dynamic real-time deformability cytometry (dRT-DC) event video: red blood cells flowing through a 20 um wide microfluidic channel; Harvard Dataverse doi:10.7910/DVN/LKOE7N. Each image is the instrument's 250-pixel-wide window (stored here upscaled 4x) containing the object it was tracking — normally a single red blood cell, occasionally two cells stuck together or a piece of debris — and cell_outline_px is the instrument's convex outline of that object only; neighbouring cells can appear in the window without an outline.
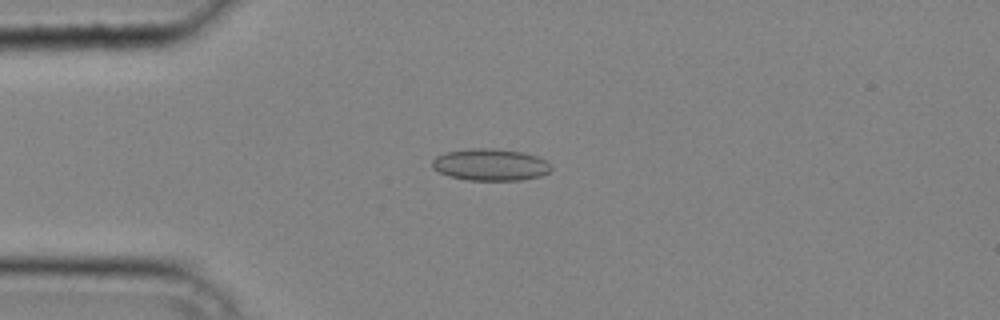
{"species": "common noctule bat (a hibernating species)", "species_latin": "Nyctalus noctula", "temperature_condition": "cold", "stored_images_in_passage": 41, "camera_frame_rate_fps": 3000, "um_per_image_px": 0.085, "animal": {"sex": "male", "body_mass_g": 20.4}, "frame": {"image": 1, "passage_image": 11, "time_ms": 3.333, "image_size_px": [1000, 320], "cell_outline_px": [[552, 168], [548, 172], [540, 176], [520, 180], [468, 180], [448, 176], [432, 168], [432, 160], [436, 156], [444, 152], [472, 148], [492, 148], [524, 152], [536, 156], [552, 164]], "centroid_in_image_um": [41.67, 13.99], "position_along_channel_um": 43.3, "area_um2": 22.2}}
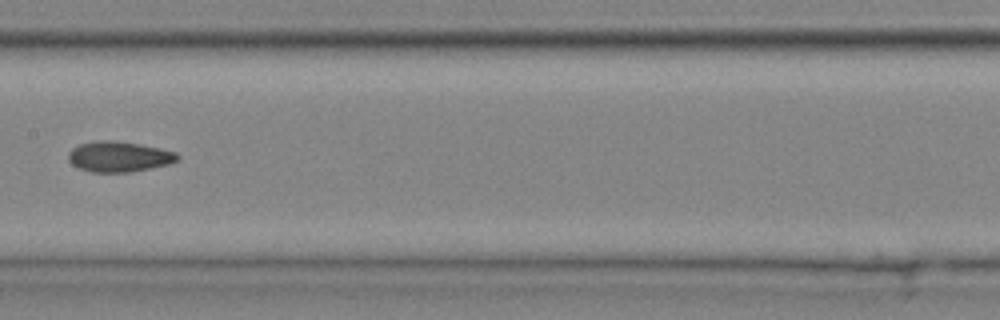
{"frame": {"image": 2, "passage_image": 22, "time_ms": 7.0, "image_size_px": [1000, 320], "cell_outline_px": [[180, 160], [168, 164], [128, 172], [92, 172], [80, 168], [72, 164], [68, 160], [68, 152], [72, 148], [80, 144], [100, 140], [112, 140], [140, 144], [160, 148], [176, 152], [180, 156]], "centroid_in_image_um": [10.12, 13.3], "position_along_channel_um": 197.3, "area_um2": 19.31}}
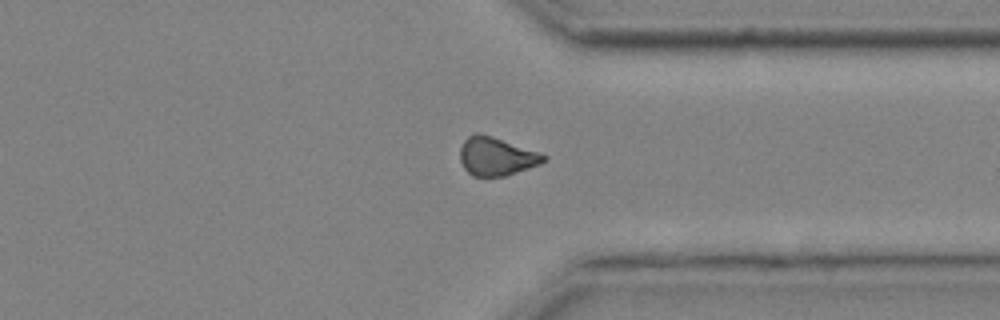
{"frame": {"image": 3, "passage_image": 33, "time_ms": 10.667, "image_size_px": [1000, 320], "cell_outline_px": [[548, 160], [540, 164], [504, 176], [472, 176], [464, 168], [460, 160], [460, 148], [464, 140], [468, 136], [476, 132], [480, 132], [492, 136], [548, 156]], "centroid_in_image_um": [42.17, 13.29], "position_along_channel_um": 369.2, "area_um2": 18.55}}